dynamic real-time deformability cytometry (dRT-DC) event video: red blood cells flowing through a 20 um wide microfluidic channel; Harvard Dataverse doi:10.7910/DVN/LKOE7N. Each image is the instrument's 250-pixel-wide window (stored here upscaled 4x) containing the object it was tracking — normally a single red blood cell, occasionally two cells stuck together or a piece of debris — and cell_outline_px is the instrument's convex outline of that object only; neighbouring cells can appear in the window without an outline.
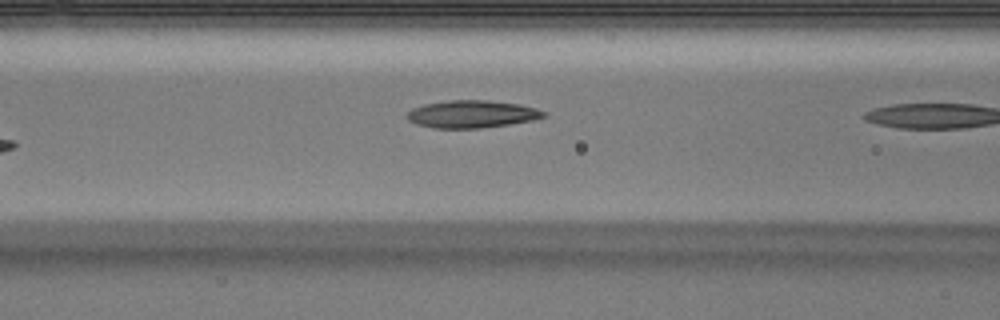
{"species": "Egyptian fruit bat (a non-hibernating species)", "species_latin": "Rousettus aegyptiacus", "temperature_condition": "warm", "stored_images_in_passage": 6, "camera_frame_rate_fps": 3000, "um_per_image_px": 0.085, "animal": {"sex": "male"}, "frame": {"image": 1, "passage_image": 5, "time_ms": 1.333, "image_size_px": [1000, 320], "cell_outline_px": [[548, 116], [532, 120], [508, 124], [480, 128], [432, 128], [416, 124], [408, 120], [408, 112], [412, 108], [424, 104], [448, 100], [488, 100], [520, 104], [536, 108], [548, 112]], "centroid_in_image_um": [40.13, 9.69], "position_along_channel_um": 126.5, "area_um2": 21.96}}